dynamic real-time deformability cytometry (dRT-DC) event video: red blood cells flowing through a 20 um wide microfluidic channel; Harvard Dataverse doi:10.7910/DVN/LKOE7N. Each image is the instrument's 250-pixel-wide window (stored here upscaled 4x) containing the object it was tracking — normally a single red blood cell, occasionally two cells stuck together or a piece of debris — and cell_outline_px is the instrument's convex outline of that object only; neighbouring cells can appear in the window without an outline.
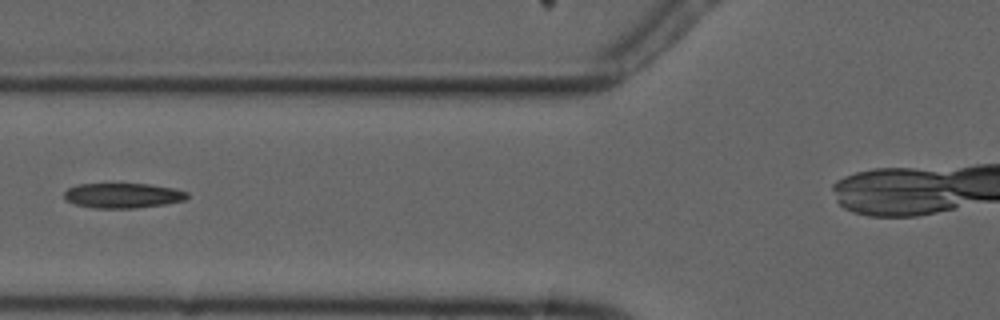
{"species": "common noctule bat (a hibernating species)", "species_latin": "Nyctalus noctula", "temperature_condition": "cold", "stored_images_in_passage": 7, "camera_frame_rate_fps": 3000, "um_per_image_px": 0.085, "animal": {"sex": "male", "forearm_length_mm": 52.5}, "frame": {"image": 1, "passage_image": 7, "time_ms": 7.333, "image_size_px": [1000, 320], "cell_outline_px": [[188, 196], [184, 200], [164, 204], [136, 208], [92, 208], [76, 204], [64, 200], [64, 192], [68, 188], [76, 184], [148, 184], [172, 188], [188, 192]], "centroid_in_image_um": [10.4, 16.62], "position_along_channel_um": 115.4, "area_um2": 17.86}}